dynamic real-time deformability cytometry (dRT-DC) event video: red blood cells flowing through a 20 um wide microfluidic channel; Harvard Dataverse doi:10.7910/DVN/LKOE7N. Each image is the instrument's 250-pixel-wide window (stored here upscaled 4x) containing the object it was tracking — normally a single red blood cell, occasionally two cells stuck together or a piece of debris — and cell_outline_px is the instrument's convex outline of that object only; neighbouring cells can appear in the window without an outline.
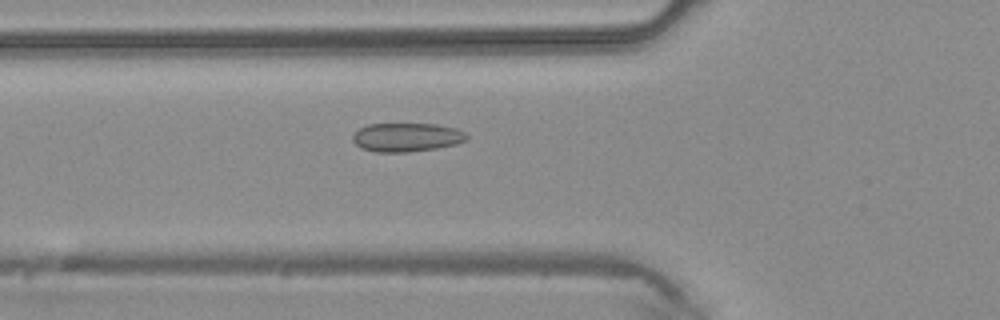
{"species": "common noctule bat (a hibernating species)", "species_latin": "Nyctalus noctula", "temperature_condition": "warm", "stored_images_in_passage": 44, "camera_frame_rate_fps": 3000, "um_per_image_px": 0.085, "animal": {"sex": "male", "body_mass_g": 20.4}, "frame": {"image": 1, "passage_image": 16, "time_ms": 5.0, "image_size_px": [1000, 320], "cell_outline_px": [[468, 140], [456, 144], [436, 148], [408, 152], [376, 152], [360, 148], [352, 140], [352, 136], [360, 128], [368, 124], [436, 124], [456, 128], [464, 132], [468, 136]], "centroid_in_image_um": [34.57, 11.67], "position_along_channel_um": 91.2, "area_um2": 19.13}}
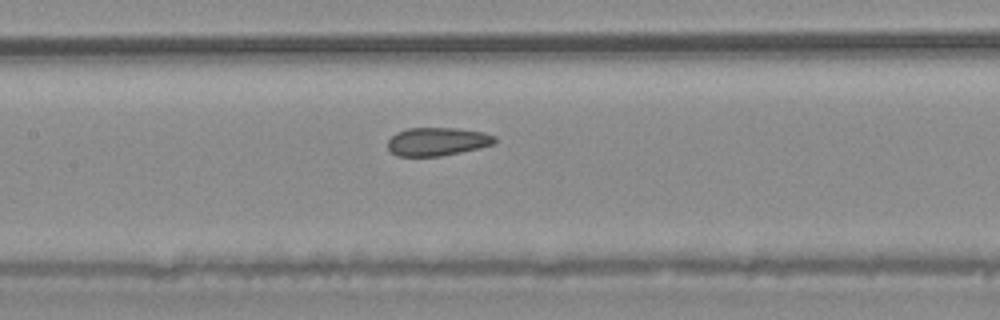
{"frame": {"image": 2, "passage_image": 21, "time_ms": 6.667, "image_size_px": [1000, 320], "cell_outline_px": [[496, 140], [492, 144], [480, 148], [440, 156], [396, 156], [388, 148], [388, 140], [396, 132], [408, 128], [456, 128], [484, 132], [496, 136]], "centroid_in_image_um": [37.16, 12.03], "position_along_channel_um": 170.2, "area_um2": 17.63}}
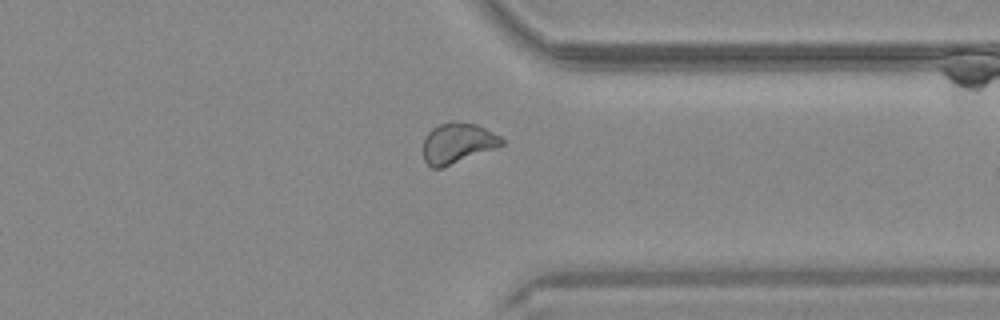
{"frame": {"image": 3, "passage_image": 34, "time_ms": 11.0, "image_size_px": [1000, 320], "cell_outline_px": [[504, 144], [496, 148], [440, 168], [432, 168], [424, 160], [424, 140], [428, 132], [432, 128], [440, 124], [452, 120], [456, 120], [476, 124], [500, 136], [504, 140]], "centroid_in_image_um": [38.9, 12.14], "position_along_channel_um": 372.5, "area_um2": 18.38}}